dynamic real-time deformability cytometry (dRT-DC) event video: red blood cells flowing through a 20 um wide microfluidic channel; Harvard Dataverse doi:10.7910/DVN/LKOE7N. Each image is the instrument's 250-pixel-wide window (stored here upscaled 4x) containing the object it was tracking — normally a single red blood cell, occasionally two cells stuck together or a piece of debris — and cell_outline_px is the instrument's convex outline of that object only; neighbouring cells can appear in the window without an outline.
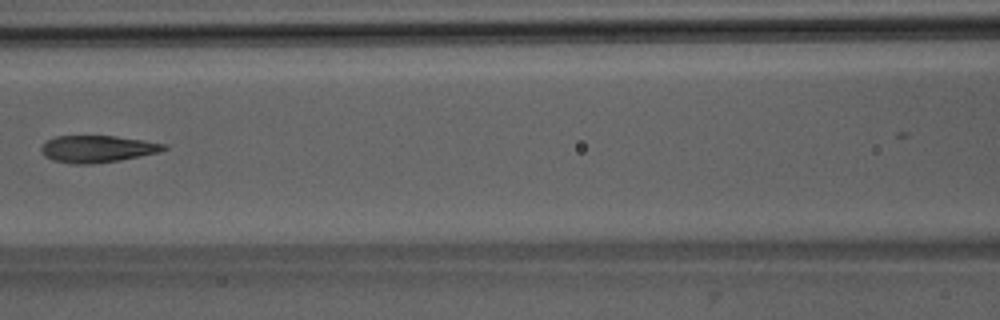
{"species": "Egyptian fruit bat (a non-hibernating species)", "species_latin": "Rousettus aegyptiacus", "temperature_condition": "room temperature", "stored_images_in_passage": 8, "camera_frame_rate_fps": 3000, "um_per_image_px": 0.085, "animal": {"sex": "male"}, "frame": {"image": 1, "passage_image": 6, "time_ms": 6.0, "image_size_px": [1000, 320], "cell_outline_px": [[168, 148], [160, 152], [120, 160], [92, 164], [72, 164], [52, 160], [44, 156], [40, 148], [48, 140], [56, 136], [116, 136], [144, 140], [168, 144]], "centroid_in_image_um": [8.31, 12.66], "position_along_channel_um": 158.3, "area_um2": 19.36}}